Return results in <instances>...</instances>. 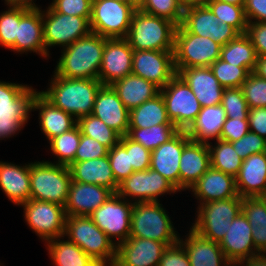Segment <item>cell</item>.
<instances>
[{"label":"cell","instance_id":"f35d334b","mask_svg":"<svg viewBox=\"0 0 266 266\" xmlns=\"http://www.w3.org/2000/svg\"><path fill=\"white\" fill-rule=\"evenodd\" d=\"M178 131L174 124H160L148 128H129L127 136L152 151L167 142Z\"/></svg>","mask_w":266,"mask_h":266},{"label":"cell","instance_id":"484cf974","mask_svg":"<svg viewBox=\"0 0 266 266\" xmlns=\"http://www.w3.org/2000/svg\"><path fill=\"white\" fill-rule=\"evenodd\" d=\"M235 180L241 198L266 197V152L244 159Z\"/></svg>","mask_w":266,"mask_h":266},{"label":"cell","instance_id":"03108f58","mask_svg":"<svg viewBox=\"0 0 266 266\" xmlns=\"http://www.w3.org/2000/svg\"><path fill=\"white\" fill-rule=\"evenodd\" d=\"M8 6L26 7V8H39L33 0H5Z\"/></svg>","mask_w":266,"mask_h":266},{"label":"cell","instance_id":"ba28073f","mask_svg":"<svg viewBox=\"0 0 266 266\" xmlns=\"http://www.w3.org/2000/svg\"><path fill=\"white\" fill-rule=\"evenodd\" d=\"M173 53L175 68L210 67L220 58L221 45L190 33L181 24L176 28Z\"/></svg>","mask_w":266,"mask_h":266},{"label":"cell","instance_id":"4fadbf2b","mask_svg":"<svg viewBox=\"0 0 266 266\" xmlns=\"http://www.w3.org/2000/svg\"><path fill=\"white\" fill-rule=\"evenodd\" d=\"M133 205L131 201L113 193L90 217L112 242L111 238H116L118 246L129 238Z\"/></svg>","mask_w":266,"mask_h":266},{"label":"cell","instance_id":"be15d7a7","mask_svg":"<svg viewBox=\"0 0 266 266\" xmlns=\"http://www.w3.org/2000/svg\"><path fill=\"white\" fill-rule=\"evenodd\" d=\"M252 72L258 77L266 80V56L257 57L255 68Z\"/></svg>","mask_w":266,"mask_h":266},{"label":"cell","instance_id":"91938a15","mask_svg":"<svg viewBox=\"0 0 266 266\" xmlns=\"http://www.w3.org/2000/svg\"><path fill=\"white\" fill-rule=\"evenodd\" d=\"M244 13L248 23L266 22V0H245Z\"/></svg>","mask_w":266,"mask_h":266},{"label":"cell","instance_id":"11a10c76","mask_svg":"<svg viewBox=\"0 0 266 266\" xmlns=\"http://www.w3.org/2000/svg\"><path fill=\"white\" fill-rule=\"evenodd\" d=\"M250 131L248 118H227L221 131V140L233 142Z\"/></svg>","mask_w":266,"mask_h":266},{"label":"cell","instance_id":"44dd1931","mask_svg":"<svg viewBox=\"0 0 266 266\" xmlns=\"http://www.w3.org/2000/svg\"><path fill=\"white\" fill-rule=\"evenodd\" d=\"M167 245L152 239L129 237L116 249V261L121 266H158Z\"/></svg>","mask_w":266,"mask_h":266},{"label":"cell","instance_id":"2e32d148","mask_svg":"<svg viewBox=\"0 0 266 266\" xmlns=\"http://www.w3.org/2000/svg\"><path fill=\"white\" fill-rule=\"evenodd\" d=\"M132 74L165 87L177 75L173 51L134 50Z\"/></svg>","mask_w":266,"mask_h":266},{"label":"cell","instance_id":"d6986e66","mask_svg":"<svg viewBox=\"0 0 266 266\" xmlns=\"http://www.w3.org/2000/svg\"><path fill=\"white\" fill-rule=\"evenodd\" d=\"M251 231L252 227L241 211L231 222L228 231L219 242L224 255L233 266L258 255Z\"/></svg>","mask_w":266,"mask_h":266},{"label":"cell","instance_id":"94428289","mask_svg":"<svg viewBox=\"0 0 266 266\" xmlns=\"http://www.w3.org/2000/svg\"><path fill=\"white\" fill-rule=\"evenodd\" d=\"M251 232L256 252L266 254V226H254Z\"/></svg>","mask_w":266,"mask_h":266},{"label":"cell","instance_id":"74e56055","mask_svg":"<svg viewBox=\"0 0 266 266\" xmlns=\"http://www.w3.org/2000/svg\"><path fill=\"white\" fill-rule=\"evenodd\" d=\"M216 142V146H212L211 142L208 143L210 166L236 178L243 159L235 152L231 142L221 139L216 140Z\"/></svg>","mask_w":266,"mask_h":266},{"label":"cell","instance_id":"f907efd6","mask_svg":"<svg viewBox=\"0 0 266 266\" xmlns=\"http://www.w3.org/2000/svg\"><path fill=\"white\" fill-rule=\"evenodd\" d=\"M242 213L250 226H266V197L242 198Z\"/></svg>","mask_w":266,"mask_h":266},{"label":"cell","instance_id":"c3c4849f","mask_svg":"<svg viewBox=\"0 0 266 266\" xmlns=\"http://www.w3.org/2000/svg\"><path fill=\"white\" fill-rule=\"evenodd\" d=\"M108 159L118 184L134 172L132 165H130L129 153L120 142L108 150Z\"/></svg>","mask_w":266,"mask_h":266},{"label":"cell","instance_id":"d4e9b609","mask_svg":"<svg viewBox=\"0 0 266 266\" xmlns=\"http://www.w3.org/2000/svg\"><path fill=\"white\" fill-rule=\"evenodd\" d=\"M92 115L101 119L120 136L129 131V110L110 85H103L97 93Z\"/></svg>","mask_w":266,"mask_h":266},{"label":"cell","instance_id":"7bdbcfd3","mask_svg":"<svg viewBox=\"0 0 266 266\" xmlns=\"http://www.w3.org/2000/svg\"><path fill=\"white\" fill-rule=\"evenodd\" d=\"M210 68L219 83L224 88H239L247 79L251 71L246 67H239L227 63L220 58L210 65Z\"/></svg>","mask_w":266,"mask_h":266},{"label":"cell","instance_id":"7a4b0ae2","mask_svg":"<svg viewBox=\"0 0 266 266\" xmlns=\"http://www.w3.org/2000/svg\"><path fill=\"white\" fill-rule=\"evenodd\" d=\"M50 88L40 92L54 106L76 120L91 115L98 91L103 84L98 79H68L54 75Z\"/></svg>","mask_w":266,"mask_h":266},{"label":"cell","instance_id":"7dc6e473","mask_svg":"<svg viewBox=\"0 0 266 266\" xmlns=\"http://www.w3.org/2000/svg\"><path fill=\"white\" fill-rule=\"evenodd\" d=\"M249 108L266 107V80L251 72L241 86Z\"/></svg>","mask_w":266,"mask_h":266},{"label":"cell","instance_id":"7402d4cb","mask_svg":"<svg viewBox=\"0 0 266 266\" xmlns=\"http://www.w3.org/2000/svg\"><path fill=\"white\" fill-rule=\"evenodd\" d=\"M113 192L103 186L71 180L64 205L66 216H90Z\"/></svg>","mask_w":266,"mask_h":266},{"label":"cell","instance_id":"30bf717a","mask_svg":"<svg viewBox=\"0 0 266 266\" xmlns=\"http://www.w3.org/2000/svg\"><path fill=\"white\" fill-rule=\"evenodd\" d=\"M136 10L131 3L92 0L91 31L106 38H126Z\"/></svg>","mask_w":266,"mask_h":266},{"label":"cell","instance_id":"7c38bea8","mask_svg":"<svg viewBox=\"0 0 266 266\" xmlns=\"http://www.w3.org/2000/svg\"><path fill=\"white\" fill-rule=\"evenodd\" d=\"M42 20L43 39L48 56L49 46L60 45L65 48L91 32L90 21L87 18L61 14L50 6L47 11H42Z\"/></svg>","mask_w":266,"mask_h":266},{"label":"cell","instance_id":"277c9868","mask_svg":"<svg viewBox=\"0 0 266 266\" xmlns=\"http://www.w3.org/2000/svg\"><path fill=\"white\" fill-rule=\"evenodd\" d=\"M64 235L101 266L116 260L115 241L112 242L90 216H66Z\"/></svg>","mask_w":266,"mask_h":266},{"label":"cell","instance_id":"a7ac6f4b","mask_svg":"<svg viewBox=\"0 0 266 266\" xmlns=\"http://www.w3.org/2000/svg\"><path fill=\"white\" fill-rule=\"evenodd\" d=\"M147 0H130V3L136 8L139 9Z\"/></svg>","mask_w":266,"mask_h":266},{"label":"cell","instance_id":"f546056e","mask_svg":"<svg viewBox=\"0 0 266 266\" xmlns=\"http://www.w3.org/2000/svg\"><path fill=\"white\" fill-rule=\"evenodd\" d=\"M68 167L72 181L100 185L110 189L113 193L118 190L119 184L115 181L108 155L102 158L72 162Z\"/></svg>","mask_w":266,"mask_h":266},{"label":"cell","instance_id":"2644e50d","mask_svg":"<svg viewBox=\"0 0 266 266\" xmlns=\"http://www.w3.org/2000/svg\"><path fill=\"white\" fill-rule=\"evenodd\" d=\"M116 1H121V2H125V3H130V0H116Z\"/></svg>","mask_w":266,"mask_h":266},{"label":"cell","instance_id":"836d02e7","mask_svg":"<svg viewBox=\"0 0 266 266\" xmlns=\"http://www.w3.org/2000/svg\"><path fill=\"white\" fill-rule=\"evenodd\" d=\"M227 119L221 104L201 107L196 120L186 130L191 141L209 143L210 139L219 140L223 124Z\"/></svg>","mask_w":266,"mask_h":266},{"label":"cell","instance_id":"ffe728a7","mask_svg":"<svg viewBox=\"0 0 266 266\" xmlns=\"http://www.w3.org/2000/svg\"><path fill=\"white\" fill-rule=\"evenodd\" d=\"M186 130H179L167 142L151 151L150 168L179 190V167L183 148L190 142Z\"/></svg>","mask_w":266,"mask_h":266},{"label":"cell","instance_id":"89a4df30","mask_svg":"<svg viewBox=\"0 0 266 266\" xmlns=\"http://www.w3.org/2000/svg\"><path fill=\"white\" fill-rule=\"evenodd\" d=\"M108 266H121L116 260L110 263Z\"/></svg>","mask_w":266,"mask_h":266},{"label":"cell","instance_id":"db71d44e","mask_svg":"<svg viewBox=\"0 0 266 266\" xmlns=\"http://www.w3.org/2000/svg\"><path fill=\"white\" fill-rule=\"evenodd\" d=\"M108 148L97 140L83 135L75 153L73 162H81L89 159L102 158L108 155Z\"/></svg>","mask_w":266,"mask_h":266},{"label":"cell","instance_id":"9a60e30c","mask_svg":"<svg viewBox=\"0 0 266 266\" xmlns=\"http://www.w3.org/2000/svg\"><path fill=\"white\" fill-rule=\"evenodd\" d=\"M179 190L159 172L151 168L134 171L128 178L119 183L117 194L122 198H134L137 202H158V196L175 193ZM138 198V199H137Z\"/></svg>","mask_w":266,"mask_h":266},{"label":"cell","instance_id":"9c48e42d","mask_svg":"<svg viewBox=\"0 0 266 266\" xmlns=\"http://www.w3.org/2000/svg\"><path fill=\"white\" fill-rule=\"evenodd\" d=\"M192 229L204 238L220 242L234 218L242 211V198L233 197L200 204Z\"/></svg>","mask_w":266,"mask_h":266},{"label":"cell","instance_id":"8d00e7d4","mask_svg":"<svg viewBox=\"0 0 266 266\" xmlns=\"http://www.w3.org/2000/svg\"><path fill=\"white\" fill-rule=\"evenodd\" d=\"M257 57L255 48L246 34H239L235 39L221 46V60L239 67H246L251 72L255 68Z\"/></svg>","mask_w":266,"mask_h":266},{"label":"cell","instance_id":"681fc988","mask_svg":"<svg viewBox=\"0 0 266 266\" xmlns=\"http://www.w3.org/2000/svg\"><path fill=\"white\" fill-rule=\"evenodd\" d=\"M119 142L129 153L130 165H132L134 171H144L150 168L151 151L140 143L133 141L127 135L121 136Z\"/></svg>","mask_w":266,"mask_h":266},{"label":"cell","instance_id":"f5cc1de1","mask_svg":"<svg viewBox=\"0 0 266 266\" xmlns=\"http://www.w3.org/2000/svg\"><path fill=\"white\" fill-rule=\"evenodd\" d=\"M55 12L85 17L90 21L92 0H53L49 5Z\"/></svg>","mask_w":266,"mask_h":266},{"label":"cell","instance_id":"1f68e13d","mask_svg":"<svg viewBox=\"0 0 266 266\" xmlns=\"http://www.w3.org/2000/svg\"><path fill=\"white\" fill-rule=\"evenodd\" d=\"M0 187L15 205L30 200V164L19 166L0 162Z\"/></svg>","mask_w":266,"mask_h":266},{"label":"cell","instance_id":"603a6c76","mask_svg":"<svg viewBox=\"0 0 266 266\" xmlns=\"http://www.w3.org/2000/svg\"><path fill=\"white\" fill-rule=\"evenodd\" d=\"M175 69L190 87L201 107L221 104L225 88L219 83L210 67Z\"/></svg>","mask_w":266,"mask_h":266},{"label":"cell","instance_id":"f6af8a7d","mask_svg":"<svg viewBox=\"0 0 266 266\" xmlns=\"http://www.w3.org/2000/svg\"><path fill=\"white\" fill-rule=\"evenodd\" d=\"M221 105L225 110L227 118H248L249 106L241 87L225 88Z\"/></svg>","mask_w":266,"mask_h":266},{"label":"cell","instance_id":"6f0895ef","mask_svg":"<svg viewBox=\"0 0 266 266\" xmlns=\"http://www.w3.org/2000/svg\"><path fill=\"white\" fill-rule=\"evenodd\" d=\"M245 34L250 38L257 56H266V22L247 23Z\"/></svg>","mask_w":266,"mask_h":266},{"label":"cell","instance_id":"5bb4252c","mask_svg":"<svg viewBox=\"0 0 266 266\" xmlns=\"http://www.w3.org/2000/svg\"><path fill=\"white\" fill-rule=\"evenodd\" d=\"M21 205L24 207L27 225L45 242L64 237L66 213L63 206L35 199Z\"/></svg>","mask_w":266,"mask_h":266},{"label":"cell","instance_id":"b9f144b4","mask_svg":"<svg viewBox=\"0 0 266 266\" xmlns=\"http://www.w3.org/2000/svg\"><path fill=\"white\" fill-rule=\"evenodd\" d=\"M208 7L220 22L232 26L239 34L246 33L248 22L245 17L244 6L212 0Z\"/></svg>","mask_w":266,"mask_h":266},{"label":"cell","instance_id":"680465c9","mask_svg":"<svg viewBox=\"0 0 266 266\" xmlns=\"http://www.w3.org/2000/svg\"><path fill=\"white\" fill-rule=\"evenodd\" d=\"M250 131L266 139V107L249 108Z\"/></svg>","mask_w":266,"mask_h":266},{"label":"cell","instance_id":"6125c7cd","mask_svg":"<svg viewBox=\"0 0 266 266\" xmlns=\"http://www.w3.org/2000/svg\"><path fill=\"white\" fill-rule=\"evenodd\" d=\"M266 266V254H258L248 260L239 262L236 266Z\"/></svg>","mask_w":266,"mask_h":266},{"label":"cell","instance_id":"ab89813d","mask_svg":"<svg viewBox=\"0 0 266 266\" xmlns=\"http://www.w3.org/2000/svg\"><path fill=\"white\" fill-rule=\"evenodd\" d=\"M77 125L79 126L83 135L97 140L108 149H111L113 146H115L121 137L116 131L107 126L101 119L96 118L92 114L80 117L77 120Z\"/></svg>","mask_w":266,"mask_h":266},{"label":"cell","instance_id":"d590c367","mask_svg":"<svg viewBox=\"0 0 266 266\" xmlns=\"http://www.w3.org/2000/svg\"><path fill=\"white\" fill-rule=\"evenodd\" d=\"M60 239L58 237L46 241L50 257L56 266H101L75 243Z\"/></svg>","mask_w":266,"mask_h":266},{"label":"cell","instance_id":"3957f363","mask_svg":"<svg viewBox=\"0 0 266 266\" xmlns=\"http://www.w3.org/2000/svg\"><path fill=\"white\" fill-rule=\"evenodd\" d=\"M177 25L137 9L126 37L133 50L174 51Z\"/></svg>","mask_w":266,"mask_h":266},{"label":"cell","instance_id":"ee69618b","mask_svg":"<svg viewBox=\"0 0 266 266\" xmlns=\"http://www.w3.org/2000/svg\"><path fill=\"white\" fill-rule=\"evenodd\" d=\"M139 10L168 19L177 26L182 24L184 16V9L180 0H147Z\"/></svg>","mask_w":266,"mask_h":266},{"label":"cell","instance_id":"5b68a950","mask_svg":"<svg viewBox=\"0 0 266 266\" xmlns=\"http://www.w3.org/2000/svg\"><path fill=\"white\" fill-rule=\"evenodd\" d=\"M37 91L22 84L0 81V139L21 130L32 111Z\"/></svg>","mask_w":266,"mask_h":266},{"label":"cell","instance_id":"83f0119b","mask_svg":"<svg viewBox=\"0 0 266 266\" xmlns=\"http://www.w3.org/2000/svg\"><path fill=\"white\" fill-rule=\"evenodd\" d=\"M190 189L200 200V204L240 197L236 189L235 178L212 167Z\"/></svg>","mask_w":266,"mask_h":266},{"label":"cell","instance_id":"003e7915","mask_svg":"<svg viewBox=\"0 0 266 266\" xmlns=\"http://www.w3.org/2000/svg\"><path fill=\"white\" fill-rule=\"evenodd\" d=\"M219 1L234 4V5H240V6L245 5V0H219Z\"/></svg>","mask_w":266,"mask_h":266},{"label":"cell","instance_id":"e0dca14e","mask_svg":"<svg viewBox=\"0 0 266 266\" xmlns=\"http://www.w3.org/2000/svg\"><path fill=\"white\" fill-rule=\"evenodd\" d=\"M133 51L126 38H107L98 80L103 85H111L132 74Z\"/></svg>","mask_w":266,"mask_h":266},{"label":"cell","instance_id":"f1b7e54d","mask_svg":"<svg viewBox=\"0 0 266 266\" xmlns=\"http://www.w3.org/2000/svg\"><path fill=\"white\" fill-rule=\"evenodd\" d=\"M185 241L179 239L188 255L191 266H233L224 255L218 242L199 235L190 228Z\"/></svg>","mask_w":266,"mask_h":266},{"label":"cell","instance_id":"9f6ffc18","mask_svg":"<svg viewBox=\"0 0 266 266\" xmlns=\"http://www.w3.org/2000/svg\"><path fill=\"white\" fill-rule=\"evenodd\" d=\"M158 266H191L183 245L178 241L169 245L162 253Z\"/></svg>","mask_w":266,"mask_h":266},{"label":"cell","instance_id":"52a82bcc","mask_svg":"<svg viewBox=\"0 0 266 266\" xmlns=\"http://www.w3.org/2000/svg\"><path fill=\"white\" fill-rule=\"evenodd\" d=\"M158 202H137L133 205L129 237L152 239L164 242L167 246L175 244L180 237Z\"/></svg>","mask_w":266,"mask_h":266},{"label":"cell","instance_id":"bcb514c9","mask_svg":"<svg viewBox=\"0 0 266 266\" xmlns=\"http://www.w3.org/2000/svg\"><path fill=\"white\" fill-rule=\"evenodd\" d=\"M20 22V7L9 6L0 14V44L8 49L15 45L18 25Z\"/></svg>","mask_w":266,"mask_h":266},{"label":"cell","instance_id":"d6a6232c","mask_svg":"<svg viewBox=\"0 0 266 266\" xmlns=\"http://www.w3.org/2000/svg\"><path fill=\"white\" fill-rule=\"evenodd\" d=\"M130 111L160 93V88L140 76L129 74L110 85Z\"/></svg>","mask_w":266,"mask_h":266},{"label":"cell","instance_id":"8fae6325","mask_svg":"<svg viewBox=\"0 0 266 266\" xmlns=\"http://www.w3.org/2000/svg\"><path fill=\"white\" fill-rule=\"evenodd\" d=\"M160 93L165 101L169 120L179 130H187L201 110V105L190 87L177 74L160 89Z\"/></svg>","mask_w":266,"mask_h":266},{"label":"cell","instance_id":"ac0fdd59","mask_svg":"<svg viewBox=\"0 0 266 266\" xmlns=\"http://www.w3.org/2000/svg\"><path fill=\"white\" fill-rule=\"evenodd\" d=\"M182 25L190 33L208 37L221 46L239 35L232 26L220 22L208 6L184 10Z\"/></svg>","mask_w":266,"mask_h":266},{"label":"cell","instance_id":"e7e4bbea","mask_svg":"<svg viewBox=\"0 0 266 266\" xmlns=\"http://www.w3.org/2000/svg\"><path fill=\"white\" fill-rule=\"evenodd\" d=\"M184 10L196 8V7H207L212 0H180Z\"/></svg>","mask_w":266,"mask_h":266},{"label":"cell","instance_id":"e575fe53","mask_svg":"<svg viewBox=\"0 0 266 266\" xmlns=\"http://www.w3.org/2000/svg\"><path fill=\"white\" fill-rule=\"evenodd\" d=\"M160 124H173L167 116L161 93L129 111V128H148Z\"/></svg>","mask_w":266,"mask_h":266},{"label":"cell","instance_id":"816d5d0a","mask_svg":"<svg viewBox=\"0 0 266 266\" xmlns=\"http://www.w3.org/2000/svg\"><path fill=\"white\" fill-rule=\"evenodd\" d=\"M235 152L244 160L252 154L266 152V139L249 131L241 139L231 142Z\"/></svg>","mask_w":266,"mask_h":266},{"label":"cell","instance_id":"cb8c5ba5","mask_svg":"<svg viewBox=\"0 0 266 266\" xmlns=\"http://www.w3.org/2000/svg\"><path fill=\"white\" fill-rule=\"evenodd\" d=\"M40 9L20 7V22L15 45L10 50L20 53L33 51L44 58L48 57L43 39V20Z\"/></svg>","mask_w":266,"mask_h":266},{"label":"cell","instance_id":"8992f818","mask_svg":"<svg viewBox=\"0 0 266 266\" xmlns=\"http://www.w3.org/2000/svg\"><path fill=\"white\" fill-rule=\"evenodd\" d=\"M66 165L48 161L30 163V199L65 205L71 183Z\"/></svg>","mask_w":266,"mask_h":266},{"label":"cell","instance_id":"6da1fadb","mask_svg":"<svg viewBox=\"0 0 266 266\" xmlns=\"http://www.w3.org/2000/svg\"><path fill=\"white\" fill-rule=\"evenodd\" d=\"M106 39L91 31L63 48L54 74L68 79H98Z\"/></svg>","mask_w":266,"mask_h":266},{"label":"cell","instance_id":"60d3db41","mask_svg":"<svg viewBox=\"0 0 266 266\" xmlns=\"http://www.w3.org/2000/svg\"><path fill=\"white\" fill-rule=\"evenodd\" d=\"M80 139L81 130L79 126L76 125L71 130L49 141L52 153L58 157L57 164L69 166L74 161Z\"/></svg>","mask_w":266,"mask_h":266},{"label":"cell","instance_id":"4dcf8cb0","mask_svg":"<svg viewBox=\"0 0 266 266\" xmlns=\"http://www.w3.org/2000/svg\"><path fill=\"white\" fill-rule=\"evenodd\" d=\"M36 109L40 111L42 132L49 141L77 125V120L72 115L54 106L40 92L36 93L32 103V110Z\"/></svg>","mask_w":266,"mask_h":266},{"label":"cell","instance_id":"4316f807","mask_svg":"<svg viewBox=\"0 0 266 266\" xmlns=\"http://www.w3.org/2000/svg\"><path fill=\"white\" fill-rule=\"evenodd\" d=\"M210 167L208 144L190 141L180 157L179 191L189 190Z\"/></svg>","mask_w":266,"mask_h":266}]
</instances>
